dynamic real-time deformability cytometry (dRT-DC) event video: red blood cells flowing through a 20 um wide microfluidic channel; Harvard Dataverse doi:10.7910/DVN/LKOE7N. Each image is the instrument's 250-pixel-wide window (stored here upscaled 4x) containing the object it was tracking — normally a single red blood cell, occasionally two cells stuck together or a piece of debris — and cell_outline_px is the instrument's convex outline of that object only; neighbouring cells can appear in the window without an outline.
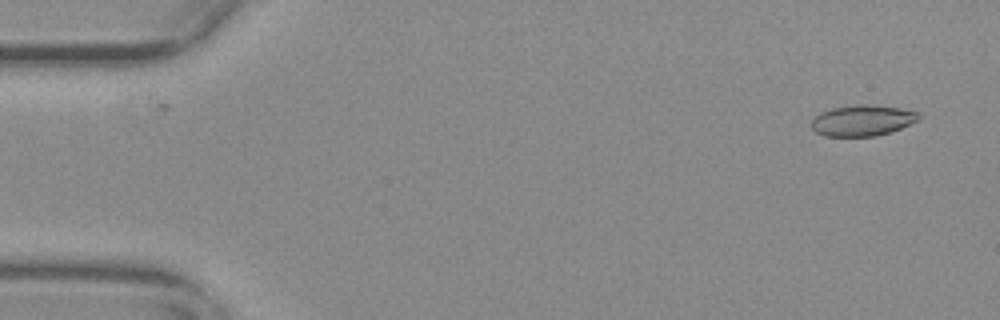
{"species": "common noctule bat (a hibernating species)", "species_latin": "Nyctalus noctula", "temperature_condition": "warm", "stored_images_in_passage": 55, "camera_frame_rate_fps": 3000, "um_per_image_px": 0.085, "animal": {"sex": "female", "body_mass_g": 29.2, "forearm_length_mm": 56.3}, "frame": {"image": 1, "passage_image": 3, "time_ms": 0.667, "image_size_px": [1000, 320], "cell_outline_px": [[920, 116], [916, 120], [892, 132], [876, 136], [824, 136], [816, 132], [812, 128], [812, 120], [820, 112], [832, 108], [856, 104], [868, 104], [900, 108], [916, 112]], "centroid_in_image_um": [73.27, 10.24], "position_along_channel_um": 11.7, "area_um2": 19.19}}
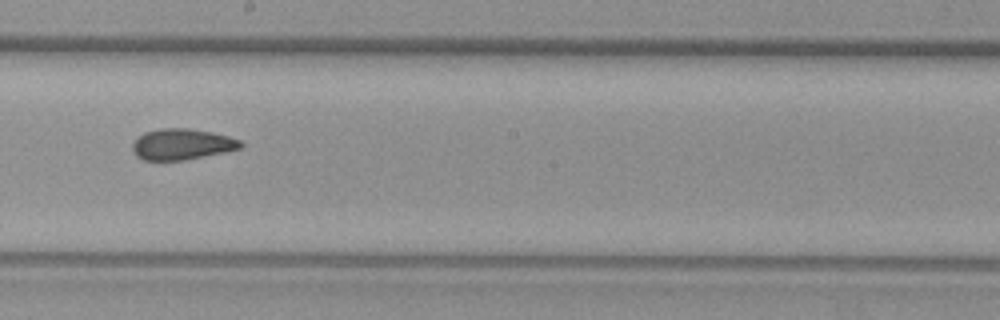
{"frame": {"image": 2, "passage_image": 31, "time_ms": 10.0, "image_size_px": [1000, 320], "cell_outline_px": [[244, 144], [240, 148], [224, 152], [184, 160], [144, 160], [136, 156], [132, 148], [132, 144], [136, 136], [144, 132], [160, 128], [188, 128], [212, 132], [228, 136], [240, 140]], "centroid_in_image_um": [15.43, 12.25], "position_along_channel_um": 232.8, "area_um2": 19.59}}
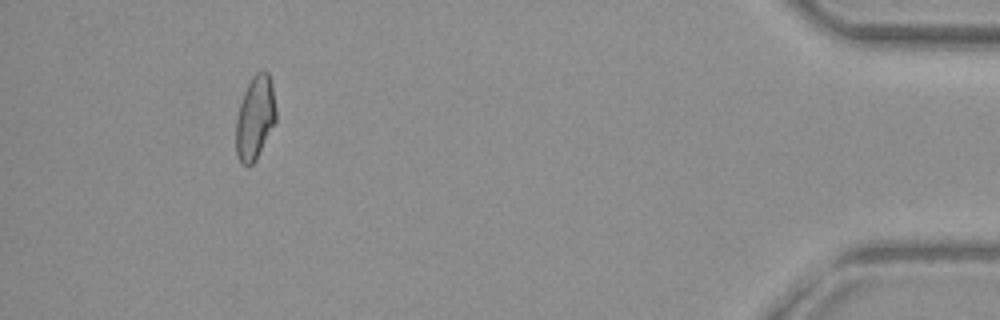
{"frame": {"image": 3, "passage_image": 51, "time_ms": 16.667, "image_size_px": [1000, 320], "cell_outline_px": [[276, 120], [256, 160], [248, 168], [240, 164], [236, 152], [236, 116], [244, 92], [252, 76], [256, 72], [268, 72], [272, 84], [276, 108]], "centroid_in_image_um": [21.67, 10.05], "position_along_channel_um": 413.5, "area_um2": 19.59}, "authors_computed_cell_mechanics": {"area_um2": 19.7098, "velocity_mm_per_s": 3.7457, "shape_relaxation_time_tau1_ms": null, "shape_relaxation_time_tau2_ms": 1.9509, "deformation_change_tau1": null, "deformation_change_tau2": 0.0657}}